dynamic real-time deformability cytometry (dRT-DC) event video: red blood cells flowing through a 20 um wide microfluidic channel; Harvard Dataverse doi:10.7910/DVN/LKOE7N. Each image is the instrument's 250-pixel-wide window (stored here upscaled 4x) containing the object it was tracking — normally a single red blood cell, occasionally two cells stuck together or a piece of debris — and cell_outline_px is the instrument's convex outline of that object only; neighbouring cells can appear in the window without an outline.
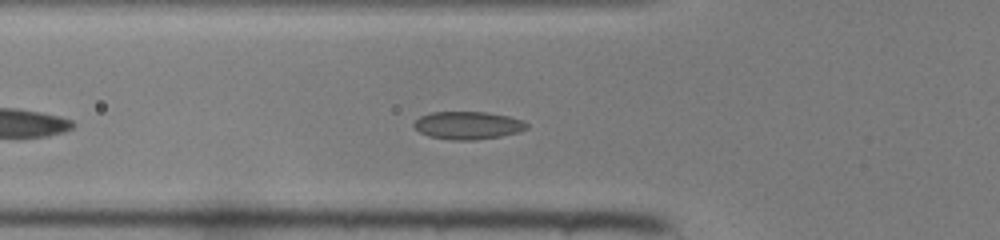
{"species": "common noctule bat (a hibernating species)", "species_latin": "Nyctalus noctula", "temperature_condition": "room temperature", "stored_images_in_passage": 33, "camera_frame_rate_fps": 3000, "um_per_image_px": 0.085, "animal": {"sex": "female", "body_mass_g": 22.0, "forearm_length_mm": 56.7}, "frame": {"image": 1, "passage_image": 4, "time_ms": 1.0, "image_size_px": [1000, 240], "cell_outline_px": [[528, 128], [516, 132], [500, 136], [476, 140], [452, 140], [428, 136], [420, 132], [412, 124], [420, 116], [432, 112], [488, 112], [508, 116], [524, 120], [528, 124]], "centroid_in_image_um": [39.77, 10.65], "position_along_channel_um": 86.0, "area_um2": 18.26}}
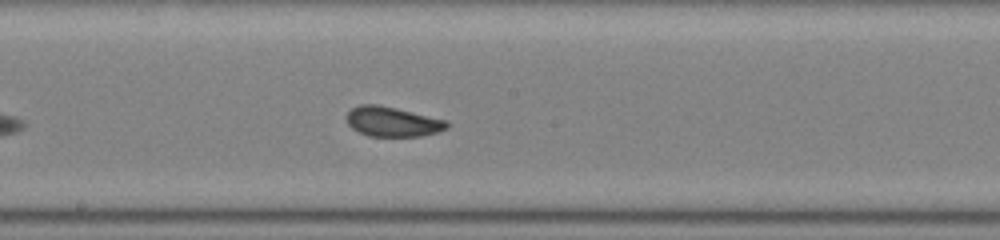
{"frame": {"image": 2, "passage_image": 13, "time_ms": 4.0, "image_size_px": [1000, 240], "cell_outline_px": [[448, 128], [436, 132], [420, 136], [368, 136], [352, 128], [348, 124], [348, 112], [352, 108], [360, 104], [376, 104], [396, 108], [448, 120]], "centroid_in_image_um": [33.38, 10.34], "position_along_channel_um": 214.8, "area_um2": 17.28}}
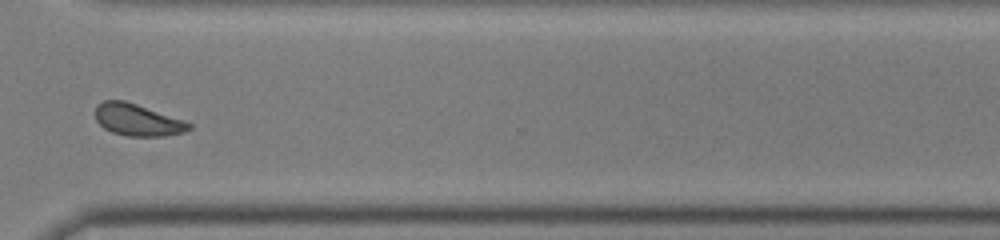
{"frame": {"image": 3, "passage_image": 23, "time_ms": 7.333, "image_size_px": [1000, 240], "cell_outline_px": [[192, 128], [184, 132], [168, 136], [128, 136], [112, 132], [104, 128], [96, 120], [96, 104], [104, 100], [124, 100], [184, 120], [192, 124]], "centroid_in_image_um": [11.7, 10.19], "position_along_channel_um": 358.9, "area_um2": 17.4}}